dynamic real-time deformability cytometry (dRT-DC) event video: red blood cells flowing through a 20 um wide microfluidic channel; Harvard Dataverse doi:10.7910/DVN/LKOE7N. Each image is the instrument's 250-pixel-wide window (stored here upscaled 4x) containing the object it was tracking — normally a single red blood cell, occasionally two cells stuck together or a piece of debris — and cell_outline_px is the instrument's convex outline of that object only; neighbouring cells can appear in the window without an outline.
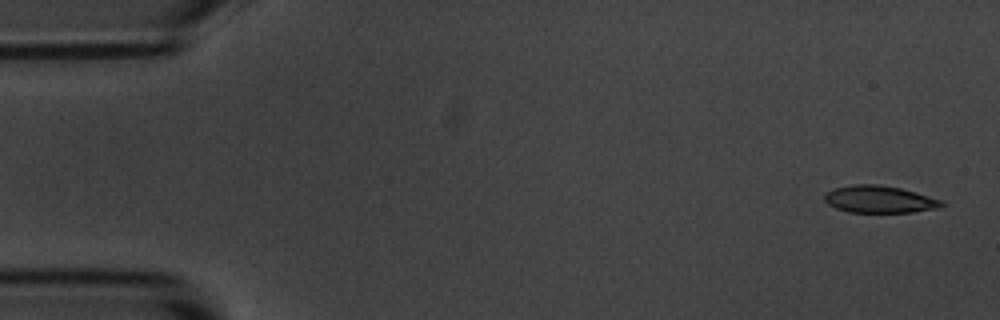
{"species": "common noctule bat (a hibernating species)", "species_latin": "Nyctalus noctula", "temperature_condition": "room temperature", "stored_images_in_passage": 4, "camera_frame_rate_fps": 3000, "um_per_image_px": 0.085, "animal": {"sex": "male", "body_mass_g": 20.1, "forearm_length_mm": 53.5}, "frame": {"image": 1, "passage_image": 1, "time_ms": 0.0, "image_size_px": [1000, 320], "cell_outline_px": [[948, 204], [940, 208], [912, 212], [848, 212], [836, 208], [828, 204], [824, 200], [824, 192], [832, 188], [856, 184], [876, 184], [900, 188], [916, 192], [944, 200]], "centroid_in_image_um": [74.78, 16.94], "position_along_channel_um": 10.2, "area_um2": 18.84}}
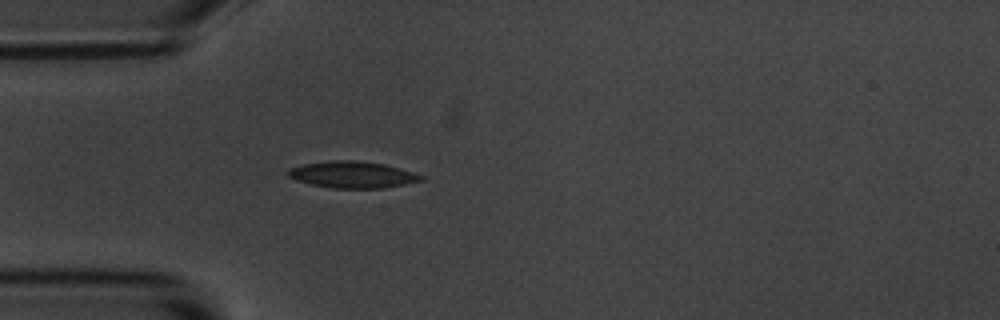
{"frame": {"image": 2, "passage_image": 4, "time_ms": 4.333, "image_size_px": [1000, 320], "cell_outline_px": [[424, 180], [384, 188], [332, 188], [312, 184], [296, 180], [288, 176], [288, 168], [304, 164], [332, 160], [356, 160], [384, 164], [412, 172], [424, 176]], "centroid_in_image_um": [29.95, 14.84], "position_along_channel_um": 55.0, "area_um2": 20.46}}